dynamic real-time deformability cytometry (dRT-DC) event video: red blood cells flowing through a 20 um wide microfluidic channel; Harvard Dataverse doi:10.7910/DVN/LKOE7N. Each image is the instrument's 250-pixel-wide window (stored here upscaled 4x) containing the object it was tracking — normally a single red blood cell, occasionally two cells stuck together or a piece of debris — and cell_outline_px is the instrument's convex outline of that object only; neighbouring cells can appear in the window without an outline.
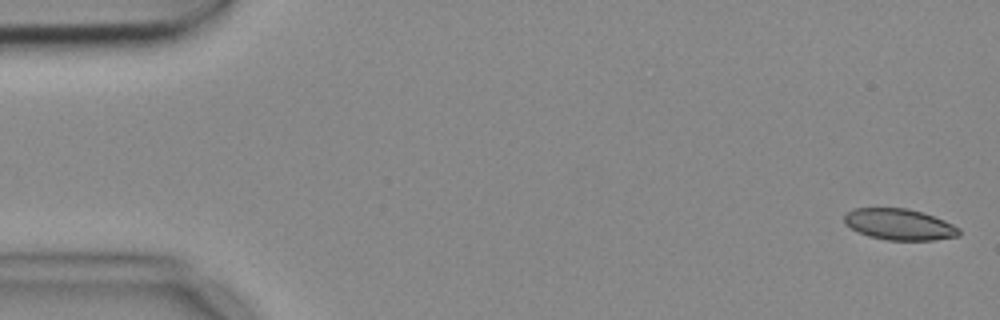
{"species": "common noctule bat (a hibernating species)", "species_latin": "Nyctalus noctula", "temperature_condition": "cold", "stored_images_in_passage": 8, "camera_frame_rate_fps": 3000, "um_per_image_px": 0.085, "animal": {"sex": "female", "body_mass_g": 18.4}, "frame": {"image": 1, "passage_image": 1, "time_ms": 0.0, "image_size_px": [1000, 320], "cell_outline_px": [[960, 236], [936, 240], [888, 240], [868, 236], [844, 224], [844, 216], [852, 208], [908, 208], [924, 212], [944, 220], [960, 228]], "centroid_in_image_um": [76.47, 19.07], "position_along_channel_um": 8.5, "area_um2": 20.98}}
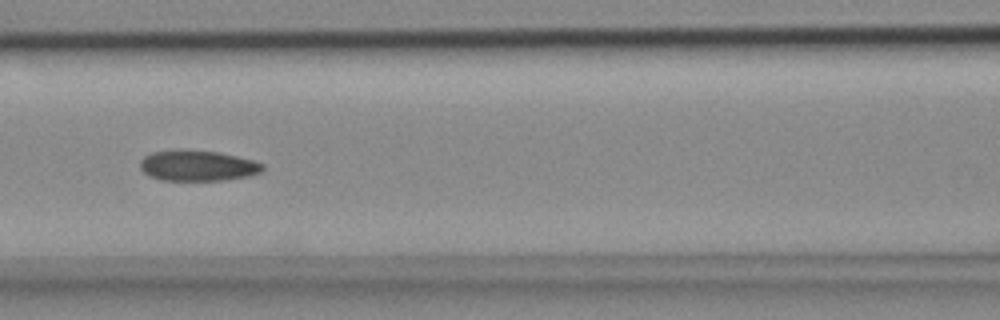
{"frame": {"image": 2, "passage_image": 7, "time_ms": 2.0, "image_size_px": [1000, 320], "cell_outline_px": [[264, 168], [260, 172], [248, 176], [224, 180], [160, 180], [148, 176], [140, 168], [140, 160], [144, 156], [152, 152], [216, 152], [236, 156], [252, 160], [264, 164]], "centroid_in_image_um": [16.8, 14.12], "position_along_channel_um": 149.8, "area_um2": 21.15}}
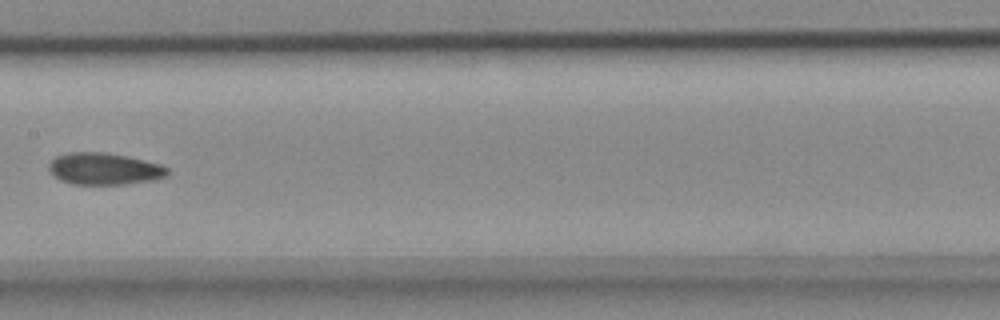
{"frame": {"image": 3, "passage_image": 8, "time_ms": 2.333, "image_size_px": [1000, 320], "cell_outline_px": [[168, 176], [152, 180], [124, 184], [72, 184], [60, 180], [52, 176], [48, 168], [48, 164], [56, 156], [68, 152], [104, 152], [128, 156], [160, 164], [168, 168]], "centroid_in_image_um": [8.83, 14.34], "position_along_channel_um": 198.6, "area_um2": 22.14}}